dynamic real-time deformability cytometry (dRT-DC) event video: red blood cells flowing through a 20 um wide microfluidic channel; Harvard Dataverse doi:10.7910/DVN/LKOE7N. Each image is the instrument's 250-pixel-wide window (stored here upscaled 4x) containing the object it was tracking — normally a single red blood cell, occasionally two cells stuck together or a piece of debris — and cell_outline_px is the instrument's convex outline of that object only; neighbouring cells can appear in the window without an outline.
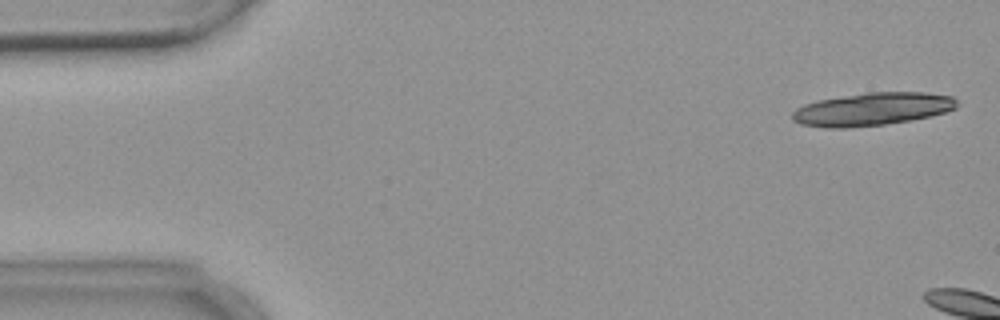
{"species": "common noctule bat (a hibernating species)", "species_latin": "Nyctalus noctula", "temperature_condition": "warm", "stored_images_in_passage": 3, "camera_frame_rate_fps": 3000, "um_per_image_px": 0.085, "animal": {"sex": "female", "body_mass_g": 18.4}, "frame": {"image": 1, "passage_image": 1, "time_ms": 0.0, "image_size_px": [1000, 320], "cell_outline_px": [[956, 108], [944, 112], [912, 120], [884, 124], [848, 128], [824, 128], [800, 124], [792, 120], [792, 112], [796, 108], [804, 104], [816, 100], [868, 92], [924, 92], [952, 96], [956, 100]], "centroid_in_image_um": [74.08, 9.28], "position_along_channel_um": 10.9, "area_um2": 31.62}}